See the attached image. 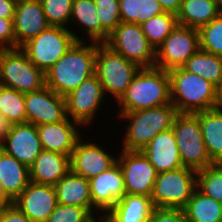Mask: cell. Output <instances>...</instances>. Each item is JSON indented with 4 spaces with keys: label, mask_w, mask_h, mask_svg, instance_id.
I'll list each match as a JSON object with an SVG mask.
<instances>
[{
    "label": "cell",
    "mask_w": 222,
    "mask_h": 222,
    "mask_svg": "<svg viewBox=\"0 0 222 222\" xmlns=\"http://www.w3.org/2000/svg\"><path fill=\"white\" fill-rule=\"evenodd\" d=\"M116 103L121 107L119 112L171 104L169 72L157 67L140 68Z\"/></svg>",
    "instance_id": "3957f363"
},
{
    "label": "cell",
    "mask_w": 222,
    "mask_h": 222,
    "mask_svg": "<svg viewBox=\"0 0 222 222\" xmlns=\"http://www.w3.org/2000/svg\"><path fill=\"white\" fill-rule=\"evenodd\" d=\"M79 126H83L67 117L57 123L40 124L37 127L43 150L71 156L77 142L82 138Z\"/></svg>",
    "instance_id": "d6986e66"
},
{
    "label": "cell",
    "mask_w": 222,
    "mask_h": 222,
    "mask_svg": "<svg viewBox=\"0 0 222 222\" xmlns=\"http://www.w3.org/2000/svg\"><path fill=\"white\" fill-rule=\"evenodd\" d=\"M12 124L0 112V147L8 136Z\"/></svg>",
    "instance_id": "ee69618b"
},
{
    "label": "cell",
    "mask_w": 222,
    "mask_h": 222,
    "mask_svg": "<svg viewBox=\"0 0 222 222\" xmlns=\"http://www.w3.org/2000/svg\"><path fill=\"white\" fill-rule=\"evenodd\" d=\"M92 215L97 211H109L125 194L122 170L116 162L103 173L89 180Z\"/></svg>",
    "instance_id": "2e32d148"
},
{
    "label": "cell",
    "mask_w": 222,
    "mask_h": 222,
    "mask_svg": "<svg viewBox=\"0 0 222 222\" xmlns=\"http://www.w3.org/2000/svg\"><path fill=\"white\" fill-rule=\"evenodd\" d=\"M219 15L217 0H182L176 17L178 24L199 30Z\"/></svg>",
    "instance_id": "484cf974"
},
{
    "label": "cell",
    "mask_w": 222,
    "mask_h": 222,
    "mask_svg": "<svg viewBox=\"0 0 222 222\" xmlns=\"http://www.w3.org/2000/svg\"><path fill=\"white\" fill-rule=\"evenodd\" d=\"M13 204L32 222H46L58 202L53 185L30 182Z\"/></svg>",
    "instance_id": "e0dca14e"
},
{
    "label": "cell",
    "mask_w": 222,
    "mask_h": 222,
    "mask_svg": "<svg viewBox=\"0 0 222 222\" xmlns=\"http://www.w3.org/2000/svg\"><path fill=\"white\" fill-rule=\"evenodd\" d=\"M71 22L87 34V42L101 43V23L93 0H73Z\"/></svg>",
    "instance_id": "83f0119b"
},
{
    "label": "cell",
    "mask_w": 222,
    "mask_h": 222,
    "mask_svg": "<svg viewBox=\"0 0 222 222\" xmlns=\"http://www.w3.org/2000/svg\"><path fill=\"white\" fill-rule=\"evenodd\" d=\"M177 114L172 103L133 112H119L117 117L123 118V122L125 119L129 121L122 136L123 148L119 150L141 151L158 133L173 127Z\"/></svg>",
    "instance_id": "277c9868"
},
{
    "label": "cell",
    "mask_w": 222,
    "mask_h": 222,
    "mask_svg": "<svg viewBox=\"0 0 222 222\" xmlns=\"http://www.w3.org/2000/svg\"><path fill=\"white\" fill-rule=\"evenodd\" d=\"M141 151L149 159L157 173L183 167L172 128L158 133Z\"/></svg>",
    "instance_id": "44dd1931"
},
{
    "label": "cell",
    "mask_w": 222,
    "mask_h": 222,
    "mask_svg": "<svg viewBox=\"0 0 222 222\" xmlns=\"http://www.w3.org/2000/svg\"><path fill=\"white\" fill-rule=\"evenodd\" d=\"M13 204V200L4 191L3 186L0 181V210H3Z\"/></svg>",
    "instance_id": "bcb514c9"
},
{
    "label": "cell",
    "mask_w": 222,
    "mask_h": 222,
    "mask_svg": "<svg viewBox=\"0 0 222 222\" xmlns=\"http://www.w3.org/2000/svg\"><path fill=\"white\" fill-rule=\"evenodd\" d=\"M197 188L222 203V164L214 163L197 171Z\"/></svg>",
    "instance_id": "836d02e7"
},
{
    "label": "cell",
    "mask_w": 222,
    "mask_h": 222,
    "mask_svg": "<svg viewBox=\"0 0 222 222\" xmlns=\"http://www.w3.org/2000/svg\"><path fill=\"white\" fill-rule=\"evenodd\" d=\"M47 22L51 26L68 28L73 0H40Z\"/></svg>",
    "instance_id": "8d00e7d4"
},
{
    "label": "cell",
    "mask_w": 222,
    "mask_h": 222,
    "mask_svg": "<svg viewBox=\"0 0 222 222\" xmlns=\"http://www.w3.org/2000/svg\"><path fill=\"white\" fill-rule=\"evenodd\" d=\"M15 7L14 0H0V18L14 19Z\"/></svg>",
    "instance_id": "b9f144b4"
},
{
    "label": "cell",
    "mask_w": 222,
    "mask_h": 222,
    "mask_svg": "<svg viewBox=\"0 0 222 222\" xmlns=\"http://www.w3.org/2000/svg\"><path fill=\"white\" fill-rule=\"evenodd\" d=\"M187 222H222V203L195 189L183 208Z\"/></svg>",
    "instance_id": "f1b7e54d"
},
{
    "label": "cell",
    "mask_w": 222,
    "mask_h": 222,
    "mask_svg": "<svg viewBox=\"0 0 222 222\" xmlns=\"http://www.w3.org/2000/svg\"><path fill=\"white\" fill-rule=\"evenodd\" d=\"M120 20L123 23L142 24L155 15L164 13L157 0H119Z\"/></svg>",
    "instance_id": "4dcf8cb0"
},
{
    "label": "cell",
    "mask_w": 222,
    "mask_h": 222,
    "mask_svg": "<svg viewBox=\"0 0 222 222\" xmlns=\"http://www.w3.org/2000/svg\"><path fill=\"white\" fill-rule=\"evenodd\" d=\"M197 188V171L181 167L157 174L151 199L154 207L183 209Z\"/></svg>",
    "instance_id": "ba28073f"
},
{
    "label": "cell",
    "mask_w": 222,
    "mask_h": 222,
    "mask_svg": "<svg viewBox=\"0 0 222 222\" xmlns=\"http://www.w3.org/2000/svg\"><path fill=\"white\" fill-rule=\"evenodd\" d=\"M148 222H187L183 209L155 207Z\"/></svg>",
    "instance_id": "f35d334b"
},
{
    "label": "cell",
    "mask_w": 222,
    "mask_h": 222,
    "mask_svg": "<svg viewBox=\"0 0 222 222\" xmlns=\"http://www.w3.org/2000/svg\"><path fill=\"white\" fill-rule=\"evenodd\" d=\"M13 19L0 18V49H15Z\"/></svg>",
    "instance_id": "ab89813d"
},
{
    "label": "cell",
    "mask_w": 222,
    "mask_h": 222,
    "mask_svg": "<svg viewBox=\"0 0 222 222\" xmlns=\"http://www.w3.org/2000/svg\"><path fill=\"white\" fill-rule=\"evenodd\" d=\"M217 6L219 13L222 14V0H217Z\"/></svg>",
    "instance_id": "7dc6e473"
},
{
    "label": "cell",
    "mask_w": 222,
    "mask_h": 222,
    "mask_svg": "<svg viewBox=\"0 0 222 222\" xmlns=\"http://www.w3.org/2000/svg\"><path fill=\"white\" fill-rule=\"evenodd\" d=\"M170 75L171 103L178 113L206 111L222 105L219 89L201 76L177 67Z\"/></svg>",
    "instance_id": "7a4b0ae2"
},
{
    "label": "cell",
    "mask_w": 222,
    "mask_h": 222,
    "mask_svg": "<svg viewBox=\"0 0 222 222\" xmlns=\"http://www.w3.org/2000/svg\"><path fill=\"white\" fill-rule=\"evenodd\" d=\"M0 84L22 93L34 92L45 85V73L20 49H0Z\"/></svg>",
    "instance_id": "9c48e42d"
},
{
    "label": "cell",
    "mask_w": 222,
    "mask_h": 222,
    "mask_svg": "<svg viewBox=\"0 0 222 222\" xmlns=\"http://www.w3.org/2000/svg\"><path fill=\"white\" fill-rule=\"evenodd\" d=\"M198 31L200 50L222 57V14Z\"/></svg>",
    "instance_id": "d590c367"
},
{
    "label": "cell",
    "mask_w": 222,
    "mask_h": 222,
    "mask_svg": "<svg viewBox=\"0 0 222 222\" xmlns=\"http://www.w3.org/2000/svg\"><path fill=\"white\" fill-rule=\"evenodd\" d=\"M120 151L116 153L117 162L123 173L126 194L151 197L158 174L154 166L142 151Z\"/></svg>",
    "instance_id": "4fadbf2b"
},
{
    "label": "cell",
    "mask_w": 222,
    "mask_h": 222,
    "mask_svg": "<svg viewBox=\"0 0 222 222\" xmlns=\"http://www.w3.org/2000/svg\"><path fill=\"white\" fill-rule=\"evenodd\" d=\"M154 208L150 196L125 194L109 211L119 222H148Z\"/></svg>",
    "instance_id": "4316f807"
},
{
    "label": "cell",
    "mask_w": 222,
    "mask_h": 222,
    "mask_svg": "<svg viewBox=\"0 0 222 222\" xmlns=\"http://www.w3.org/2000/svg\"><path fill=\"white\" fill-rule=\"evenodd\" d=\"M0 112L11 124L27 123L25 93L0 84Z\"/></svg>",
    "instance_id": "1f68e13d"
},
{
    "label": "cell",
    "mask_w": 222,
    "mask_h": 222,
    "mask_svg": "<svg viewBox=\"0 0 222 222\" xmlns=\"http://www.w3.org/2000/svg\"><path fill=\"white\" fill-rule=\"evenodd\" d=\"M0 148L27 167L34 163L43 150L37 127L31 123L12 124Z\"/></svg>",
    "instance_id": "ac0fdd59"
},
{
    "label": "cell",
    "mask_w": 222,
    "mask_h": 222,
    "mask_svg": "<svg viewBox=\"0 0 222 222\" xmlns=\"http://www.w3.org/2000/svg\"><path fill=\"white\" fill-rule=\"evenodd\" d=\"M104 44L140 68L154 67L156 50L147 40L140 24L121 22Z\"/></svg>",
    "instance_id": "30bf717a"
},
{
    "label": "cell",
    "mask_w": 222,
    "mask_h": 222,
    "mask_svg": "<svg viewBox=\"0 0 222 222\" xmlns=\"http://www.w3.org/2000/svg\"><path fill=\"white\" fill-rule=\"evenodd\" d=\"M83 138L77 142L71 153L70 170L90 180L112 167L117 162V157L104 150L105 147L92 142V139L86 142Z\"/></svg>",
    "instance_id": "9a60e30c"
},
{
    "label": "cell",
    "mask_w": 222,
    "mask_h": 222,
    "mask_svg": "<svg viewBox=\"0 0 222 222\" xmlns=\"http://www.w3.org/2000/svg\"><path fill=\"white\" fill-rule=\"evenodd\" d=\"M66 115L71 120L78 122L83 127H90L97 118V111L103 107L106 96L94 74L84 80L75 90L66 97Z\"/></svg>",
    "instance_id": "7c38bea8"
},
{
    "label": "cell",
    "mask_w": 222,
    "mask_h": 222,
    "mask_svg": "<svg viewBox=\"0 0 222 222\" xmlns=\"http://www.w3.org/2000/svg\"><path fill=\"white\" fill-rule=\"evenodd\" d=\"M177 17L173 13L164 12L155 15L141 24L143 33L155 50L177 26Z\"/></svg>",
    "instance_id": "d6a6232c"
},
{
    "label": "cell",
    "mask_w": 222,
    "mask_h": 222,
    "mask_svg": "<svg viewBox=\"0 0 222 222\" xmlns=\"http://www.w3.org/2000/svg\"><path fill=\"white\" fill-rule=\"evenodd\" d=\"M172 129L183 167L198 171L214 164L203 141L198 113H178Z\"/></svg>",
    "instance_id": "52a82bcc"
},
{
    "label": "cell",
    "mask_w": 222,
    "mask_h": 222,
    "mask_svg": "<svg viewBox=\"0 0 222 222\" xmlns=\"http://www.w3.org/2000/svg\"><path fill=\"white\" fill-rule=\"evenodd\" d=\"M185 70L210 81L219 90L222 87V57L198 50L182 66Z\"/></svg>",
    "instance_id": "f546056e"
},
{
    "label": "cell",
    "mask_w": 222,
    "mask_h": 222,
    "mask_svg": "<svg viewBox=\"0 0 222 222\" xmlns=\"http://www.w3.org/2000/svg\"><path fill=\"white\" fill-rule=\"evenodd\" d=\"M13 24L16 48H21L50 26L40 0L16 4Z\"/></svg>",
    "instance_id": "ffe728a7"
},
{
    "label": "cell",
    "mask_w": 222,
    "mask_h": 222,
    "mask_svg": "<svg viewBox=\"0 0 222 222\" xmlns=\"http://www.w3.org/2000/svg\"><path fill=\"white\" fill-rule=\"evenodd\" d=\"M16 4L22 3V2H27V1H32V0H14Z\"/></svg>",
    "instance_id": "c3c4849f"
},
{
    "label": "cell",
    "mask_w": 222,
    "mask_h": 222,
    "mask_svg": "<svg viewBox=\"0 0 222 222\" xmlns=\"http://www.w3.org/2000/svg\"><path fill=\"white\" fill-rule=\"evenodd\" d=\"M72 30L73 28L70 30L66 27L50 25L20 49L38 69L45 73L76 41H86Z\"/></svg>",
    "instance_id": "5b68a950"
},
{
    "label": "cell",
    "mask_w": 222,
    "mask_h": 222,
    "mask_svg": "<svg viewBox=\"0 0 222 222\" xmlns=\"http://www.w3.org/2000/svg\"><path fill=\"white\" fill-rule=\"evenodd\" d=\"M161 7L163 8L164 12H169L173 14H177L182 0H157Z\"/></svg>",
    "instance_id": "7bdbcfd3"
},
{
    "label": "cell",
    "mask_w": 222,
    "mask_h": 222,
    "mask_svg": "<svg viewBox=\"0 0 222 222\" xmlns=\"http://www.w3.org/2000/svg\"><path fill=\"white\" fill-rule=\"evenodd\" d=\"M91 218L86 208L58 203L46 222H91Z\"/></svg>",
    "instance_id": "74e56055"
},
{
    "label": "cell",
    "mask_w": 222,
    "mask_h": 222,
    "mask_svg": "<svg viewBox=\"0 0 222 222\" xmlns=\"http://www.w3.org/2000/svg\"><path fill=\"white\" fill-rule=\"evenodd\" d=\"M198 119L211 161L222 164V105L198 112Z\"/></svg>",
    "instance_id": "d4e9b609"
},
{
    "label": "cell",
    "mask_w": 222,
    "mask_h": 222,
    "mask_svg": "<svg viewBox=\"0 0 222 222\" xmlns=\"http://www.w3.org/2000/svg\"><path fill=\"white\" fill-rule=\"evenodd\" d=\"M139 69L138 65L111 50L104 43H97L94 70L105 96L112 95L114 101L117 102Z\"/></svg>",
    "instance_id": "8992f818"
},
{
    "label": "cell",
    "mask_w": 222,
    "mask_h": 222,
    "mask_svg": "<svg viewBox=\"0 0 222 222\" xmlns=\"http://www.w3.org/2000/svg\"><path fill=\"white\" fill-rule=\"evenodd\" d=\"M219 93H220V98H221V101H222V87H221V89L219 90Z\"/></svg>",
    "instance_id": "681fc988"
},
{
    "label": "cell",
    "mask_w": 222,
    "mask_h": 222,
    "mask_svg": "<svg viewBox=\"0 0 222 222\" xmlns=\"http://www.w3.org/2000/svg\"><path fill=\"white\" fill-rule=\"evenodd\" d=\"M69 171V156L54 151L42 150L29 167L30 182L54 186Z\"/></svg>",
    "instance_id": "7402d4cb"
},
{
    "label": "cell",
    "mask_w": 222,
    "mask_h": 222,
    "mask_svg": "<svg viewBox=\"0 0 222 222\" xmlns=\"http://www.w3.org/2000/svg\"><path fill=\"white\" fill-rule=\"evenodd\" d=\"M96 215H99L98 218L95 216V213L92 215L91 222H119L118 219L110 211H98ZM101 217V218H100Z\"/></svg>",
    "instance_id": "f6af8a7d"
},
{
    "label": "cell",
    "mask_w": 222,
    "mask_h": 222,
    "mask_svg": "<svg viewBox=\"0 0 222 222\" xmlns=\"http://www.w3.org/2000/svg\"><path fill=\"white\" fill-rule=\"evenodd\" d=\"M97 42L76 41L69 50L45 72V85L66 97L84 80L95 74Z\"/></svg>",
    "instance_id": "6da1fadb"
},
{
    "label": "cell",
    "mask_w": 222,
    "mask_h": 222,
    "mask_svg": "<svg viewBox=\"0 0 222 222\" xmlns=\"http://www.w3.org/2000/svg\"><path fill=\"white\" fill-rule=\"evenodd\" d=\"M0 222H32L15 204L0 210Z\"/></svg>",
    "instance_id": "60d3db41"
},
{
    "label": "cell",
    "mask_w": 222,
    "mask_h": 222,
    "mask_svg": "<svg viewBox=\"0 0 222 222\" xmlns=\"http://www.w3.org/2000/svg\"><path fill=\"white\" fill-rule=\"evenodd\" d=\"M0 181L14 201L30 183L29 167L0 148Z\"/></svg>",
    "instance_id": "cb8c5ba5"
},
{
    "label": "cell",
    "mask_w": 222,
    "mask_h": 222,
    "mask_svg": "<svg viewBox=\"0 0 222 222\" xmlns=\"http://www.w3.org/2000/svg\"><path fill=\"white\" fill-rule=\"evenodd\" d=\"M101 23V43L121 23L119 0H93Z\"/></svg>",
    "instance_id": "e575fe53"
},
{
    "label": "cell",
    "mask_w": 222,
    "mask_h": 222,
    "mask_svg": "<svg viewBox=\"0 0 222 222\" xmlns=\"http://www.w3.org/2000/svg\"><path fill=\"white\" fill-rule=\"evenodd\" d=\"M200 49L199 31L177 24L156 49L154 67L169 71L182 67Z\"/></svg>",
    "instance_id": "8fae6325"
},
{
    "label": "cell",
    "mask_w": 222,
    "mask_h": 222,
    "mask_svg": "<svg viewBox=\"0 0 222 222\" xmlns=\"http://www.w3.org/2000/svg\"><path fill=\"white\" fill-rule=\"evenodd\" d=\"M27 123H57L67 118L65 97L44 86L34 92L25 93Z\"/></svg>",
    "instance_id": "5bb4252c"
},
{
    "label": "cell",
    "mask_w": 222,
    "mask_h": 222,
    "mask_svg": "<svg viewBox=\"0 0 222 222\" xmlns=\"http://www.w3.org/2000/svg\"><path fill=\"white\" fill-rule=\"evenodd\" d=\"M57 202L86 208L92 214L89 180L71 170L55 185Z\"/></svg>",
    "instance_id": "603a6c76"
}]
</instances>
